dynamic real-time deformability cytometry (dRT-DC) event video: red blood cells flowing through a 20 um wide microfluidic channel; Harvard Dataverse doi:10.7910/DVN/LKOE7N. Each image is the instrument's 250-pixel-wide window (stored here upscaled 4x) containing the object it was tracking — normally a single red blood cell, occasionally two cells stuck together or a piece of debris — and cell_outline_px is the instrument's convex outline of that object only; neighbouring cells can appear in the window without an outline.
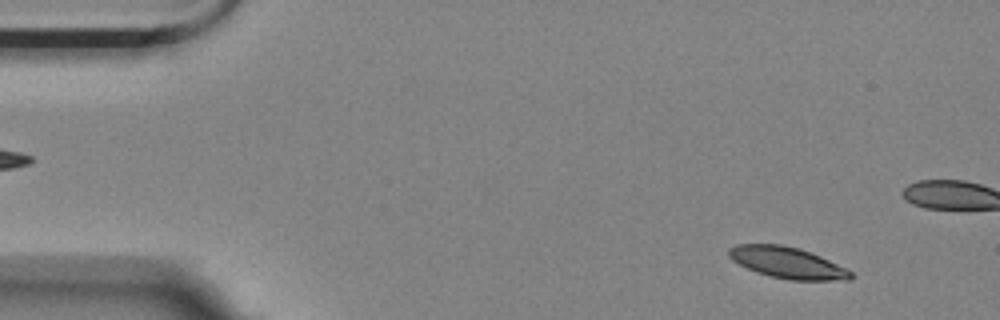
{"species": "Egyptian fruit bat (a non-hibernating species)", "species_latin": "Rousettus aegyptiacus", "temperature_condition": "room temperature", "stored_images_in_passage": 55, "camera_frame_rate_fps": 3000, "um_per_image_px": 0.085, "animal": {"sex": "female"}, "frame": {"image": 1, "passage_image": 3, "time_ms": 0.667, "image_size_px": [1000, 320], "cell_outline_px": [[856, 276], [848, 280], [788, 280], [756, 272], [732, 260], [728, 256], [728, 248], [736, 244], [780, 244], [800, 248], [820, 256], [852, 272]], "centroid_in_image_um": [66.91, 22.32], "position_along_channel_um": 18.1, "area_um2": 22.14}}
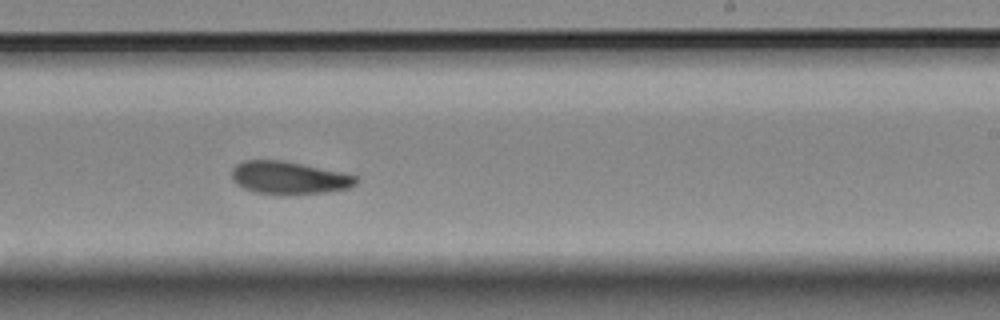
{"frame": {"image": 2, "passage_image": 32, "time_ms": 10.333, "image_size_px": [1000, 320], "cell_outline_px": [[356, 184], [348, 188], [328, 192], [288, 196], [256, 192], [244, 188], [236, 184], [232, 180], [232, 168], [236, 164], [244, 160], [284, 160], [340, 172], [356, 176]], "centroid_in_image_um": [24.53, 15.13], "position_along_channel_um": 264.5, "area_um2": 23.93}}
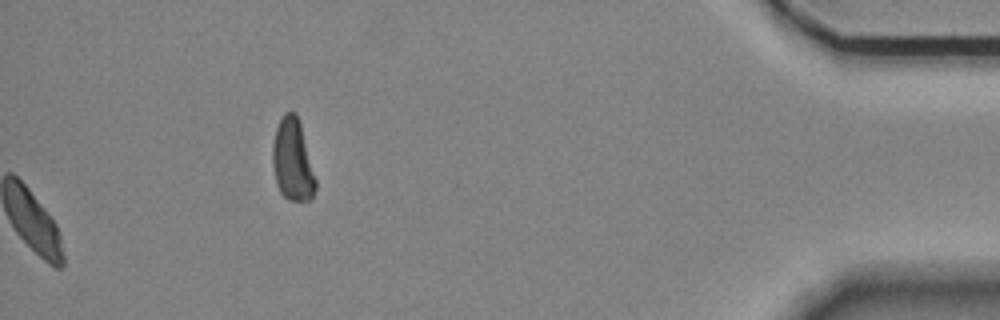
{"frame": {"image": 3, "passage_image": 55, "time_ms": 18.0, "image_size_px": [1000, 320], "cell_outline_px": [[316, 188], [312, 200], [288, 200], [280, 192], [276, 184], [272, 164], [272, 144], [276, 128], [284, 112], [296, 112], [300, 124], [316, 180]], "centroid_in_image_um": [24.85, 13.63], "position_along_channel_um": 410.3, "area_um2": 20.52}, "authors_computed_cell_mechanics": {"area_um2": 23.698, "velocity_mm_per_s": 3.483, "shape_relaxation_time_tau1_ms": 5.1065, "shape_relaxation_time_tau2_ms": 5.8426, "deformation_change_tau1": 0.1178, "deformation_change_tau2": 0.1125}}